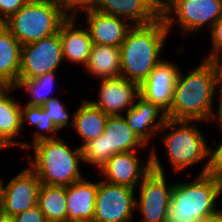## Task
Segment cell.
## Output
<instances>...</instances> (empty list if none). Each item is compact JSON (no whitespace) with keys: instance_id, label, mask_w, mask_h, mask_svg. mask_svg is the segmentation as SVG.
<instances>
[{"instance_id":"obj_6","label":"cell","mask_w":222,"mask_h":222,"mask_svg":"<svg viewBox=\"0 0 222 222\" xmlns=\"http://www.w3.org/2000/svg\"><path fill=\"white\" fill-rule=\"evenodd\" d=\"M195 122L200 123V121L167 118L159 131V134H163L160 132L166 133L162 137V143L175 173L186 170L188 167L200 163L201 160H208V142Z\"/></svg>"},{"instance_id":"obj_2","label":"cell","mask_w":222,"mask_h":222,"mask_svg":"<svg viewBox=\"0 0 222 222\" xmlns=\"http://www.w3.org/2000/svg\"><path fill=\"white\" fill-rule=\"evenodd\" d=\"M169 34L162 17L147 25H133L120 46L121 76L140 85L162 60Z\"/></svg>"},{"instance_id":"obj_7","label":"cell","mask_w":222,"mask_h":222,"mask_svg":"<svg viewBox=\"0 0 222 222\" xmlns=\"http://www.w3.org/2000/svg\"><path fill=\"white\" fill-rule=\"evenodd\" d=\"M151 170L138 185L136 208L142 215V222H166L174 183L167 185L165 170L155 148L150 151Z\"/></svg>"},{"instance_id":"obj_21","label":"cell","mask_w":222,"mask_h":222,"mask_svg":"<svg viewBox=\"0 0 222 222\" xmlns=\"http://www.w3.org/2000/svg\"><path fill=\"white\" fill-rule=\"evenodd\" d=\"M15 87L8 86L0 94V147L2 149L19 147L23 149V141H16L15 137L22 135L21 104L11 94ZM12 97V98H11Z\"/></svg>"},{"instance_id":"obj_35","label":"cell","mask_w":222,"mask_h":222,"mask_svg":"<svg viewBox=\"0 0 222 222\" xmlns=\"http://www.w3.org/2000/svg\"><path fill=\"white\" fill-rule=\"evenodd\" d=\"M218 108L216 110V115H215V121H217L216 123L219 124L218 126H220V128H222V87H219L218 90Z\"/></svg>"},{"instance_id":"obj_34","label":"cell","mask_w":222,"mask_h":222,"mask_svg":"<svg viewBox=\"0 0 222 222\" xmlns=\"http://www.w3.org/2000/svg\"><path fill=\"white\" fill-rule=\"evenodd\" d=\"M64 7L74 14L79 9L91 7L97 0H60Z\"/></svg>"},{"instance_id":"obj_5","label":"cell","mask_w":222,"mask_h":222,"mask_svg":"<svg viewBox=\"0 0 222 222\" xmlns=\"http://www.w3.org/2000/svg\"><path fill=\"white\" fill-rule=\"evenodd\" d=\"M70 14L60 0L27 4L3 25L24 46L58 33Z\"/></svg>"},{"instance_id":"obj_13","label":"cell","mask_w":222,"mask_h":222,"mask_svg":"<svg viewBox=\"0 0 222 222\" xmlns=\"http://www.w3.org/2000/svg\"><path fill=\"white\" fill-rule=\"evenodd\" d=\"M179 71V67L170 60L162 59L139 85L140 96L167 113L172 106Z\"/></svg>"},{"instance_id":"obj_3","label":"cell","mask_w":222,"mask_h":222,"mask_svg":"<svg viewBox=\"0 0 222 222\" xmlns=\"http://www.w3.org/2000/svg\"><path fill=\"white\" fill-rule=\"evenodd\" d=\"M34 152L28 155L29 167L36 173L41 184L69 186L85 176L80 171L81 146L72 149L62 138L38 141L28 148Z\"/></svg>"},{"instance_id":"obj_31","label":"cell","mask_w":222,"mask_h":222,"mask_svg":"<svg viewBox=\"0 0 222 222\" xmlns=\"http://www.w3.org/2000/svg\"><path fill=\"white\" fill-rule=\"evenodd\" d=\"M210 30L211 48L210 53L204 60L213 61L217 56L222 54V17H220Z\"/></svg>"},{"instance_id":"obj_22","label":"cell","mask_w":222,"mask_h":222,"mask_svg":"<svg viewBox=\"0 0 222 222\" xmlns=\"http://www.w3.org/2000/svg\"><path fill=\"white\" fill-rule=\"evenodd\" d=\"M85 70L96 79L121 76L120 47L93 44Z\"/></svg>"},{"instance_id":"obj_4","label":"cell","mask_w":222,"mask_h":222,"mask_svg":"<svg viewBox=\"0 0 222 222\" xmlns=\"http://www.w3.org/2000/svg\"><path fill=\"white\" fill-rule=\"evenodd\" d=\"M222 180L198 174L194 181L174 184L166 222H199L222 211L217 208Z\"/></svg>"},{"instance_id":"obj_39","label":"cell","mask_w":222,"mask_h":222,"mask_svg":"<svg viewBox=\"0 0 222 222\" xmlns=\"http://www.w3.org/2000/svg\"><path fill=\"white\" fill-rule=\"evenodd\" d=\"M22 1L25 5H27V4H40V3L55 1V0H22Z\"/></svg>"},{"instance_id":"obj_17","label":"cell","mask_w":222,"mask_h":222,"mask_svg":"<svg viewBox=\"0 0 222 222\" xmlns=\"http://www.w3.org/2000/svg\"><path fill=\"white\" fill-rule=\"evenodd\" d=\"M124 114L127 124L146 145L152 137L159 134L167 119L163 110L140 95L135 104Z\"/></svg>"},{"instance_id":"obj_18","label":"cell","mask_w":222,"mask_h":222,"mask_svg":"<svg viewBox=\"0 0 222 222\" xmlns=\"http://www.w3.org/2000/svg\"><path fill=\"white\" fill-rule=\"evenodd\" d=\"M84 177L66 187L67 222H92L98 182Z\"/></svg>"},{"instance_id":"obj_1","label":"cell","mask_w":222,"mask_h":222,"mask_svg":"<svg viewBox=\"0 0 222 222\" xmlns=\"http://www.w3.org/2000/svg\"><path fill=\"white\" fill-rule=\"evenodd\" d=\"M218 89L217 68L213 61L203 60L187 75L180 69L172 106L166 117L171 120L200 122L215 120L213 98L216 97Z\"/></svg>"},{"instance_id":"obj_9","label":"cell","mask_w":222,"mask_h":222,"mask_svg":"<svg viewBox=\"0 0 222 222\" xmlns=\"http://www.w3.org/2000/svg\"><path fill=\"white\" fill-rule=\"evenodd\" d=\"M135 204L134 188L100 180L92 222H133Z\"/></svg>"},{"instance_id":"obj_33","label":"cell","mask_w":222,"mask_h":222,"mask_svg":"<svg viewBox=\"0 0 222 222\" xmlns=\"http://www.w3.org/2000/svg\"><path fill=\"white\" fill-rule=\"evenodd\" d=\"M16 222H47L46 218L39 208L35 205L14 216Z\"/></svg>"},{"instance_id":"obj_10","label":"cell","mask_w":222,"mask_h":222,"mask_svg":"<svg viewBox=\"0 0 222 222\" xmlns=\"http://www.w3.org/2000/svg\"><path fill=\"white\" fill-rule=\"evenodd\" d=\"M60 34L55 33L41 41L22 46L18 80L34 79L57 71L63 63Z\"/></svg>"},{"instance_id":"obj_16","label":"cell","mask_w":222,"mask_h":222,"mask_svg":"<svg viewBox=\"0 0 222 222\" xmlns=\"http://www.w3.org/2000/svg\"><path fill=\"white\" fill-rule=\"evenodd\" d=\"M92 7L132 25H147L161 17V5L156 0H97Z\"/></svg>"},{"instance_id":"obj_25","label":"cell","mask_w":222,"mask_h":222,"mask_svg":"<svg viewBox=\"0 0 222 222\" xmlns=\"http://www.w3.org/2000/svg\"><path fill=\"white\" fill-rule=\"evenodd\" d=\"M37 205L47 222H67L66 187L41 184Z\"/></svg>"},{"instance_id":"obj_29","label":"cell","mask_w":222,"mask_h":222,"mask_svg":"<svg viewBox=\"0 0 222 222\" xmlns=\"http://www.w3.org/2000/svg\"><path fill=\"white\" fill-rule=\"evenodd\" d=\"M42 108L58 130H62V128H65L68 125L69 127H72L74 113L72 114L71 122H68L71 116L68 113L69 110L57 97H53L46 101L42 105Z\"/></svg>"},{"instance_id":"obj_20","label":"cell","mask_w":222,"mask_h":222,"mask_svg":"<svg viewBox=\"0 0 222 222\" xmlns=\"http://www.w3.org/2000/svg\"><path fill=\"white\" fill-rule=\"evenodd\" d=\"M107 144V161L117 153L137 152L147 148L125 121L123 115H109L104 128Z\"/></svg>"},{"instance_id":"obj_8","label":"cell","mask_w":222,"mask_h":222,"mask_svg":"<svg viewBox=\"0 0 222 222\" xmlns=\"http://www.w3.org/2000/svg\"><path fill=\"white\" fill-rule=\"evenodd\" d=\"M161 17L169 31L176 22L183 35L200 32L207 24L212 28L222 17V0H166L161 5Z\"/></svg>"},{"instance_id":"obj_32","label":"cell","mask_w":222,"mask_h":222,"mask_svg":"<svg viewBox=\"0 0 222 222\" xmlns=\"http://www.w3.org/2000/svg\"><path fill=\"white\" fill-rule=\"evenodd\" d=\"M24 5L22 0H0V24L17 13Z\"/></svg>"},{"instance_id":"obj_42","label":"cell","mask_w":222,"mask_h":222,"mask_svg":"<svg viewBox=\"0 0 222 222\" xmlns=\"http://www.w3.org/2000/svg\"><path fill=\"white\" fill-rule=\"evenodd\" d=\"M160 5L163 4V0H156Z\"/></svg>"},{"instance_id":"obj_27","label":"cell","mask_w":222,"mask_h":222,"mask_svg":"<svg viewBox=\"0 0 222 222\" xmlns=\"http://www.w3.org/2000/svg\"><path fill=\"white\" fill-rule=\"evenodd\" d=\"M57 71L45 73L34 79L18 80L15 90L23 88L29 94L30 99L26 105L42 106L46 101L53 98V87ZM52 93V94H51Z\"/></svg>"},{"instance_id":"obj_24","label":"cell","mask_w":222,"mask_h":222,"mask_svg":"<svg viewBox=\"0 0 222 222\" xmlns=\"http://www.w3.org/2000/svg\"><path fill=\"white\" fill-rule=\"evenodd\" d=\"M80 107L74 112L73 130L86 142L104 133L108 114L95 107L88 99L81 101Z\"/></svg>"},{"instance_id":"obj_11","label":"cell","mask_w":222,"mask_h":222,"mask_svg":"<svg viewBox=\"0 0 222 222\" xmlns=\"http://www.w3.org/2000/svg\"><path fill=\"white\" fill-rule=\"evenodd\" d=\"M41 182L30 168H24L4 184L2 207L0 212L12 216L37 205Z\"/></svg>"},{"instance_id":"obj_38","label":"cell","mask_w":222,"mask_h":222,"mask_svg":"<svg viewBox=\"0 0 222 222\" xmlns=\"http://www.w3.org/2000/svg\"><path fill=\"white\" fill-rule=\"evenodd\" d=\"M0 222H16V221H15V218H14V217L3 215V214L0 212Z\"/></svg>"},{"instance_id":"obj_37","label":"cell","mask_w":222,"mask_h":222,"mask_svg":"<svg viewBox=\"0 0 222 222\" xmlns=\"http://www.w3.org/2000/svg\"><path fill=\"white\" fill-rule=\"evenodd\" d=\"M199 222H222V211L214 216L200 220Z\"/></svg>"},{"instance_id":"obj_14","label":"cell","mask_w":222,"mask_h":222,"mask_svg":"<svg viewBox=\"0 0 222 222\" xmlns=\"http://www.w3.org/2000/svg\"><path fill=\"white\" fill-rule=\"evenodd\" d=\"M136 154V152L114 154L100 169L99 173L105 178L102 180L137 189L144 176L151 170V154L143 162Z\"/></svg>"},{"instance_id":"obj_19","label":"cell","mask_w":222,"mask_h":222,"mask_svg":"<svg viewBox=\"0 0 222 222\" xmlns=\"http://www.w3.org/2000/svg\"><path fill=\"white\" fill-rule=\"evenodd\" d=\"M74 14L61 24L59 29L60 40L62 43L63 59L70 63L85 66L91 53L92 39L87 28H78L76 26Z\"/></svg>"},{"instance_id":"obj_26","label":"cell","mask_w":222,"mask_h":222,"mask_svg":"<svg viewBox=\"0 0 222 222\" xmlns=\"http://www.w3.org/2000/svg\"><path fill=\"white\" fill-rule=\"evenodd\" d=\"M27 121V124H31L33 127H36V131L33 133V141L31 144L27 141H23V150L27 149L30 145L45 139H54L59 138L57 132L58 129L50 120V117L43 110L42 106H31V105H21V128L23 130L24 123ZM47 133H52L49 136ZM55 134V135H54Z\"/></svg>"},{"instance_id":"obj_30","label":"cell","mask_w":222,"mask_h":222,"mask_svg":"<svg viewBox=\"0 0 222 222\" xmlns=\"http://www.w3.org/2000/svg\"><path fill=\"white\" fill-rule=\"evenodd\" d=\"M219 143L214 150L208 146V160L199 174L205 173L222 180V141Z\"/></svg>"},{"instance_id":"obj_36","label":"cell","mask_w":222,"mask_h":222,"mask_svg":"<svg viewBox=\"0 0 222 222\" xmlns=\"http://www.w3.org/2000/svg\"><path fill=\"white\" fill-rule=\"evenodd\" d=\"M213 62L216 65L217 68V74H218V85L219 87H222V54L217 56Z\"/></svg>"},{"instance_id":"obj_12","label":"cell","mask_w":222,"mask_h":222,"mask_svg":"<svg viewBox=\"0 0 222 222\" xmlns=\"http://www.w3.org/2000/svg\"><path fill=\"white\" fill-rule=\"evenodd\" d=\"M98 100H89L108 115H124L134 104L139 93V84L123 76L100 79Z\"/></svg>"},{"instance_id":"obj_40","label":"cell","mask_w":222,"mask_h":222,"mask_svg":"<svg viewBox=\"0 0 222 222\" xmlns=\"http://www.w3.org/2000/svg\"><path fill=\"white\" fill-rule=\"evenodd\" d=\"M4 183L2 182V179L0 177V210L2 207V199H3V188H4Z\"/></svg>"},{"instance_id":"obj_15","label":"cell","mask_w":222,"mask_h":222,"mask_svg":"<svg viewBox=\"0 0 222 222\" xmlns=\"http://www.w3.org/2000/svg\"><path fill=\"white\" fill-rule=\"evenodd\" d=\"M79 12L87 16L84 21L93 44L120 47L133 27L126 19L100 12L92 6L79 9L74 15Z\"/></svg>"},{"instance_id":"obj_23","label":"cell","mask_w":222,"mask_h":222,"mask_svg":"<svg viewBox=\"0 0 222 222\" xmlns=\"http://www.w3.org/2000/svg\"><path fill=\"white\" fill-rule=\"evenodd\" d=\"M22 44L0 24V79L8 86L18 82Z\"/></svg>"},{"instance_id":"obj_28","label":"cell","mask_w":222,"mask_h":222,"mask_svg":"<svg viewBox=\"0 0 222 222\" xmlns=\"http://www.w3.org/2000/svg\"><path fill=\"white\" fill-rule=\"evenodd\" d=\"M82 161L93 165L97 170L107 162V144L103 134L81 146Z\"/></svg>"},{"instance_id":"obj_41","label":"cell","mask_w":222,"mask_h":222,"mask_svg":"<svg viewBox=\"0 0 222 222\" xmlns=\"http://www.w3.org/2000/svg\"><path fill=\"white\" fill-rule=\"evenodd\" d=\"M8 87V85L0 79V94Z\"/></svg>"}]
</instances>
